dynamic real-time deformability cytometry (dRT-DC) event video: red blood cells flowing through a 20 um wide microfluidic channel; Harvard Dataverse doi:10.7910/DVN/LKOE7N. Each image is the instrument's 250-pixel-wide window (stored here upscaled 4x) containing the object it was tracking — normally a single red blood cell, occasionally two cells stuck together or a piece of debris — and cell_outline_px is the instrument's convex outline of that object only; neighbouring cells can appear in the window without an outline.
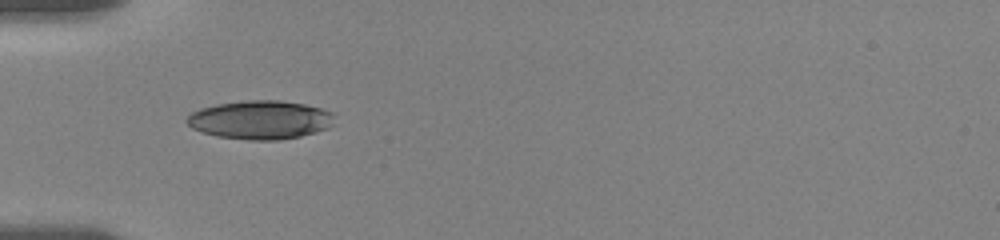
{"species": "human", "species_latin": "Homo sapiens", "temperature_condition": "room temperature", "stored_images_in_passage": 18, "camera_frame_rate_fps": 3000, "um_per_image_px": 0.085, "donor": {"sex": "female"}, "frame": {"image": 1, "passage_image": 7, "time_ms": 5.667, "image_size_px": [1000, 240], "cell_outline_px": [[332, 124], [328, 128], [316, 132], [300, 136], [280, 140], [248, 140], [216, 136], [192, 128], [184, 120], [192, 112], [200, 108], [216, 104], [248, 100], [280, 100], [304, 104], [320, 108], [332, 112]], "centroid_in_image_um": [22.1, 10.19], "position_along_channel_um": 62.9, "area_um2": 33.18}}
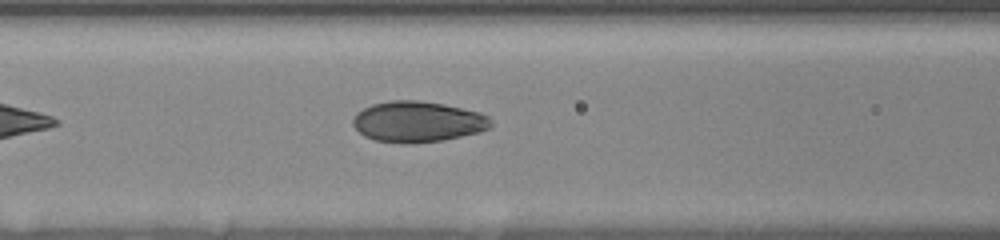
{"frame": {"image": 2, "passage_image": 11, "time_ms": 7.667, "image_size_px": [1000, 240], "cell_outline_px": [[492, 124], [488, 128], [480, 132], [444, 140], [412, 144], [408, 144], [376, 140], [364, 136], [352, 124], [352, 120], [356, 112], [372, 104], [392, 100], [420, 100], [444, 104], [480, 112], [488, 116]], "centroid_in_image_um": [35.5, 10.34], "position_along_channel_um": 131.1, "area_um2": 32.95}}
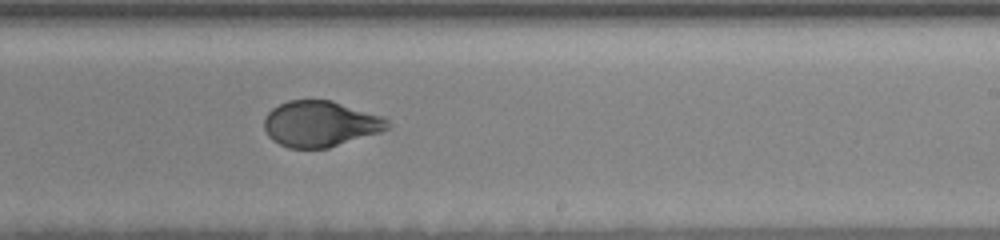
{"frame": {"image": 3, "passage_image": 18, "time_ms": 11.333, "image_size_px": [1000, 240], "cell_outline_px": [[392, 124], [388, 128], [380, 132], [328, 148], [288, 148], [272, 140], [268, 136], [264, 128], [264, 120], [268, 112], [272, 108], [288, 100], [332, 100], [384, 116]], "centroid_in_image_um": [27.24, 10.52], "position_along_channel_um": 261.8, "area_um2": 33.12}}